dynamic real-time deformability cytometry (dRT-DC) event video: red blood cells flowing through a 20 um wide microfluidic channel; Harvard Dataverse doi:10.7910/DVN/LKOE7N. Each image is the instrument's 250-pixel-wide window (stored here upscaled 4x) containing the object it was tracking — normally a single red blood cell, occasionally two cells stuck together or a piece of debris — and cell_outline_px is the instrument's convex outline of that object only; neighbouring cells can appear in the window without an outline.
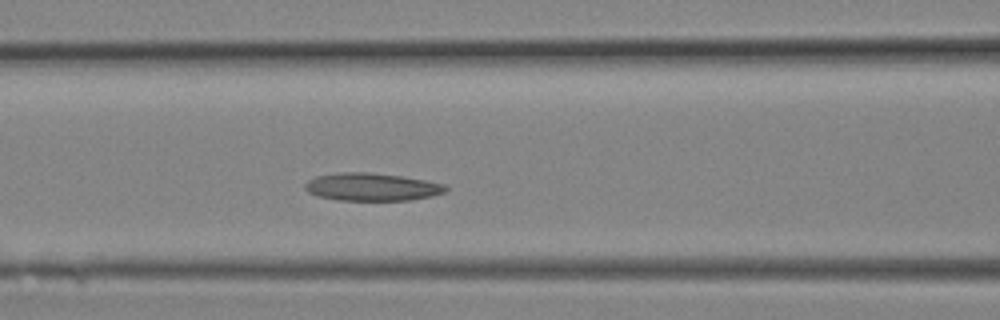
{"species": "Egyptian fruit bat (a non-hibernating species)", "species_latin": "Rousettus aegyptiacus", "temperature_condition": "room temperature", "stored_images_in_passage": 7, "camera_frame_rate_fps": 3000, "um_per_image_px": 0.085, "animal": {"sex": "female"}, "frame": {"image": 1, "passage_image": 7, "time_ms": 2.0, "image_size_px": [1000, 320], "cell_outline_px": [[448, 188], [444, 192], [432, 196], [412, 200], [340, 200], [316, 196], [308, 192], [304, 188], [304, 184], [308, 180], [316, 176], [336, 172], [372, 172], [404, 176], [444, 184]], "centroid_in_image_um": [31.58, 15.88], "position_along_channel_um": 135.0, "area_um2": 22.95}}